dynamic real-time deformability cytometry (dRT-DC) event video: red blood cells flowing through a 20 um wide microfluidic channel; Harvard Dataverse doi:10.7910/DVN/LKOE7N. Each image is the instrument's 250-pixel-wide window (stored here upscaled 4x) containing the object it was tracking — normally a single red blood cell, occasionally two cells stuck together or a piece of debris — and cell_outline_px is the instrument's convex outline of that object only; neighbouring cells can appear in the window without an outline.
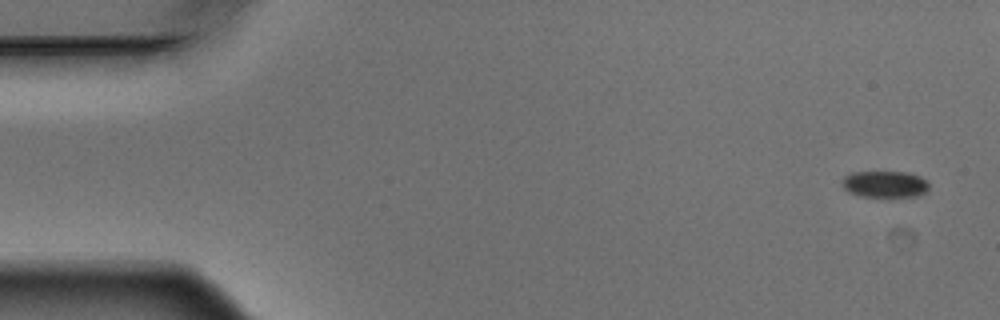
{"species": "Egyptian fruit bat (a non-hibernating species)", "species_latin": "Rousettus aegyptiacus", "temperature_condition": "warm", "stored_images_in_passage": 5, "camera_frame_rate_fps": 3000, "um_per_image_px": 0.085, "animal": {"sex": "male"}, "frame": {"image": 1, "passage_image": 1, "time_ms": 0.0, "image_size_px": [1000, 320], "cell_outline_px": [[928, 188], [924, 192], [916, 196], [860, 196], [848, 192], [844, 188], [840, 180], [844, 176], [852, 172], [908, 172], [920, 176], [928, 180]], "centroid_in_image_um": [75.19, 15.64], "position_along_channel_um": 9.8, "area_um2": 13.47}}